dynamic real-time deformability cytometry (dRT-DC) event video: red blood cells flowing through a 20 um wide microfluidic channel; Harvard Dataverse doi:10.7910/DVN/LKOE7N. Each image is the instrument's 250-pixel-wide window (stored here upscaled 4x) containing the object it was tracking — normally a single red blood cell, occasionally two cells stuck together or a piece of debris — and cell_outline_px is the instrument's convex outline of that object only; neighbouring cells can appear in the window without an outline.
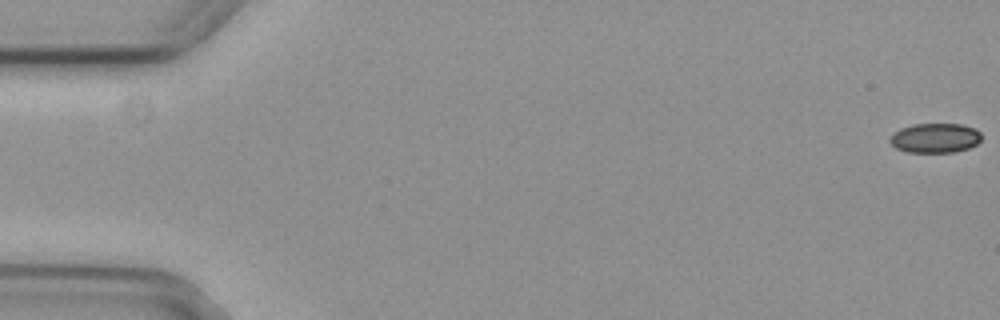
{"species": "common noctule bat (a hibernating species)", "species_latin": "Nyctalus noctula", "temperature_condition": "cold", "stored_images_in_passage": 7, "camera_frame_rate_fps": 3000, "um_per_image_px": 0.085, "animal": {"sex": "female", "body_mass_g": 29.2, "forearm_length_mm": 56.3}, "frame": {"image": 1, "passage_image": 1, "time_ms": 0.0, "image_size_px": [1000, 320], "cell_outline_px": [[980, 140], [976, 144], [968, 148], [956, 152], [908, 152], [896, 148], [888, 140], [892, 132], [900, 128], [912, 124], [960, 124], [976, 128], [980, 132]], "centroid_in_image_um": [79.45, 11.72], "position_along_channel_um": 5.5, "area_um2": 15.9}}
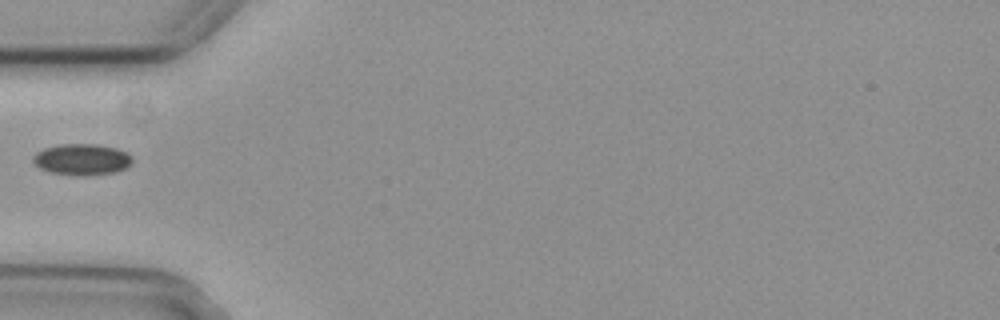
{"frame": {"image": 2, "passage_image": 6, "time_ms": 1.667, "image_size_px": [1000, 320], "cell_outline_px": [[132, 164], [116, 172], [52, 172], [40, 168], [32, 160], [32, 156], [36, 152], [44, 148], [60, 144], [96, 144], [116, 148], [128, 152], [132, 156]], "centroid_in_image_um": [6.97, 13.48], "position_along_channel_um": 78.0, "area_um2": 17.17}}
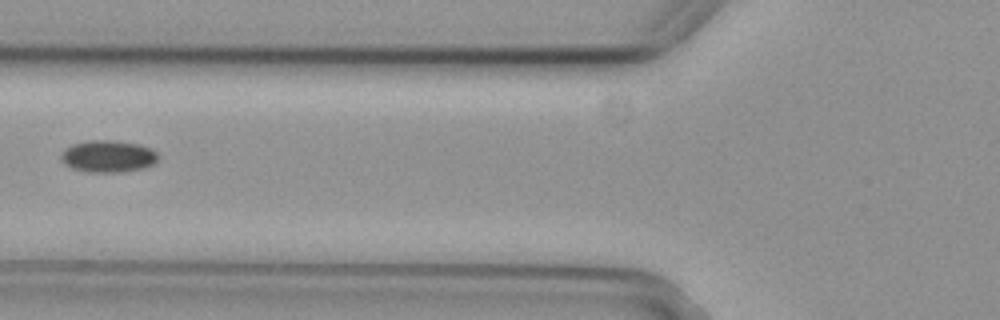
{"frame": {"image": 3, "passage_image": 7, "time_ms": 2.0, "image_size_px": [1000, 320], "cell_outline_px": [[160, 156], [152, 164], [144, 168], [120, 172], [88, 172], [72, 168], [64, 164], [60, 156], [60, 152], [72, 144], [92, 140], [116, 140], [136, 144], [148, 148], [156, 152]], "centroid_in_image_um": [9.15, 13.29], "position_along_channel_um": 116.6, "area_um2": 18.03}}